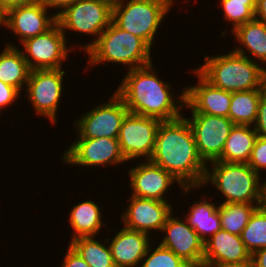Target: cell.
Returning <instances> with one entry per match:
<instances>
[{"label": "cell", "instance_id": "obj_1", "mask_svg": "<svg viewBox=\"0 0 266 267\" xmlns=\"http://www.w3.org/2000/svg\"><path fill=\"white\" fill-rule=\"evenodd\" d=\"M154 66L152 63L126 71L114 91L123 99L130 113L161 121L177 119L185 110V89L176 94L175 88H171L173 85L163 81Z\"/></svg>", "mask_w": 266, "mask_h": 267}, {"label": "cell", "instance_id": "obj_2", "mask_svg": "<svg viewBox=\"0 0 266 267\" xmlns=\"http://www.w3.org/2000/svg\"><path fill=\"white\" fill-rule=\"evenodd\" d=\"M150 161L177 179L183 187H202L207 165L197 152L187 119L161 121Z\"/></svg>", "mask_w": 266, "mask_h": 267}, {"label": "cell", "instance_id": "obj_3", "mask_svg": "<svg viewBox=\"0 0 266 267\" xmlns=\"http://www.w3.org/2000/svg\"><path fill=\"white\" fill-rule=\"evenodd\" d=\"M203 59L195 69L215 87L230 92L266 89V68L250 58L229 50Z\"/></svg>", "mask_w": 266, "mask_h": 267}, {"label": "cell", "instance_id": "obj_4", "mask_svg": "<svg viewBox=\"0 0 266 267\" xmlns=\"http://www.w3.org/2000/svg\"><path fill=\"white\" fill-rule=\"evenodd\" d=\"M151 48L142 38L117 27L113 22L99 35L98 40L85 52V71L106 63L125 66L126 70L152 64ZM92 67V68H90Z\"/></svg>", "mask_w": 266, "mask_h": 267}, {"label": "cell", "instance_id": "obj_5", "mask_svg": "<svg viewBox=\"0 0 266 267\" xmlns=\"http://www.w3.org/2000/svg\"><path fill=\"white\" fill-rule=\"evenodd\" d=\"M262 179L247 163L213 161L207 164L201 188L213 185L223 195L221 203H264Z\"/></svg>", "mask_w": 266, "mask_h": 267}, {"label": "cell", "instance_id": "obj_6", "mask_svg": "<svg viewBox=\"0 0 266 267\" xmlns=\"http://www.w3.org/2000/svg\"><path fill=\"white\" fill-rule=\"evenodd\" d=\"M175 1L178 0H122L112 9V22L142 38L152 48L158 44L155 37L165 25V16L174 9V3L177 5Z\"/></svg>", "mask_w": 266, "mask_h": 267}, {"label": "cell", "instance_id": "obj_7", "mask_svg": "<svg viewBox=\"0 0 266 267\" xmlns=\"http://www.w3.org/2000/svg\"><path fill=\"white\" fill-rule=\"evenodd\" d=\"M112 9L109 4L99 0H78L57 16V23L71 47L74 50L77 49V51L80 48L85 53L112 22ZM69 33H78L80 36L84 34V38L90 36L93 39H90V42L88 41L86 44L78 41L71 43L68 40L70 35L67 34ZM74 42H76V45Z\"/></svg>", "mask_w": 266, "mask_h": 267}, {"label": "cell", "instance_id": "obj_8", "mask_svg": "<svg viewBox=\"0 0 266 267\" xmlns=\"http://www.w3.org/2000/svg\"><path fill=\"white\" fill-rule=\"evenodd\" d=\"M66 72L60 69L31 70L23 94L31 103L34 115L47 118L51 125L57 124L58 111L64 97Z\"/></svg>", "mask_w": 266, "mask_h": 267}, {"label": "cell", "instance_id": "obj_9", "mask_svg": "<svg viewBox=\"0 0 266 267\" xmlns=\"http://www.w3.org/2000/svg\"><path fill=\"white\" fill-rule=\"evenodd\" d=\"M112 92L106 102H98V105L72 122L76 139L118 138L121 124L129 110L123 99L115 91Z\"/></svg>", "mask_w": 266, "mask_h": 267}, {"label": "cell", "instance_id": "obj_10", "mask_svg": "<svg viewBox=\"0 0 266 267\" xmlns=\"http://www.w3.org/2000/svg\"><path fill=\"white\" fill-rule=\"evenodd\" d=\"M22 46V48H20ZM30 70L60 69L73 51L58 23L41 35L19 45ZM69 57V58H68Z\"/></svg>", "mask_w": 266, "mask_h": 267}, {"label": "cell", "instance_id": "obj_11", "mask_svg": "<svg viewBox=\"0 0 266 267\" xmlns=\"http://www.w3.org/2000/svg\"><path fill=\"white\" fill-rule=\"evenodd\" d=\"M128 169V178L130 194L140 198L155 199L159 201H168L166 198L172 192L170 189L177 185L181 189L180 193L183 198L189 197V193L194 189L201 190V187H183L169 172L160 166L152 163L150 160L138 161ZM176 183V184H174ZM171 187V188H170ZM169 190V191H168ZM168 192V193H167ZM188 195V196H186Z\"/></svg>", "mask_w": 266, "mask_h": 267}, {"label": "cell", "instance_id": "obj_12", "mask_svg": "<svg viewBox=\"0 0 266 267\" xmlns=\"http://www.w3.org/2000/svg\"><path fill=\"white\" fill-rule=\"evenodd\" d=\"M67 166L94 168L119 166L127 160L121 152L118 138L75 139L61 154Z\"/></svg>", "mask_w": 266, "mask_h": 267}, {"label": "cell", "instance_id": "obj_13", "mask_svg": "<svg viewBox=\"0 0 266 267\" xmlns=\"http://www.w3.org/2000/svg\"><path fill=\"white\" fill-rule=\"evenodd\" d=\"M160 123V119L128 112L118 136L127 163L151 159Z\"/></svg>", "mask_w": 266, "mask_h": 267}, {"label": "cell", "instance_id": "obj_14", "mask_svg": "<svg viewBox=\"0 0 266 267\" xmlns=\"http://www.w3.org/2000/svg\"><path fill=\"white\" fill-rule=\"evenodd\" d=\"M184 117L192 129L198 155L207 165L217 161L223 151L225 142L234 127V123L227 117L204 113H190Z\"/></svg>", "mask_w": 266, "mask_h": 267}, {"label": "cell", "instance_id": "obj_15", "mask_svg": "<svg viewBox=\"0 0 266 267\" xmlns=\"http://www.w3.org/2000/svg\"><path fill=\"white\" fill-rule=\"evenodd\" d=\"M127 201L129 204L119 216L122 225L146 233L154 240L153 236H156L154 234H159L167 217L175 209L172 207L171 201H159L132 195L128 197Z\"/></svg>", "mask_w": 266, "mask_h": 267}, {"label": "cell", "instance_id": "obj_16", "mask_svg": "<svg viewBox=\"0 0 266 267\" xmlns=\"http://www.w3.org/2000/svg\"><path fill=\"white\" fill-rule=\"evenodd\" d=\"M174 213L175 210L167 217L160 231L163 237L158 244L174 252L188 265L203 264L204 241L183 216L180 217L177 213L175 216Z\"/></svg>", "mask_w": 266, "mask_h": 267}, {"label": "cell", "instance_id": "obj_17", "mask_svg": "<svg viewBox=\"0 0 266 267\" xmlns=\"http://www.w3.org/2000/svg\"><path fill=\"white\" fill-rule=\"evenodd\" d=\"M57 23L55 14L44 4L16 5L6 10L5 28L11 30L19 45L28 38L44 34Z\"/></svg>", "mask_w": 266, "mask_h": 267}, {"label": "cell", "instance_id": "obj_18", "mask_svg": "<svg viewBox=\"0 0 266 267\" xmlns=\"http://www.w3.org/2000/svg\"><path fill=\"white\" fill-rule=\"evenodd\" d=\"M191 72L194 74V78H197V83L184 86V108L191 110L190 113H204L229 118L232 92L213 86L195 68Z\"/></svg>", "mask_w": 266, "mask_h": 267}, {"label": "cell", "instance_id": "obj_19", "mask_svg": "<svg viewBox=\"0 0 266 267\" xmlns=\"http://www.w3.org/2000/svg\"><path fill=\"white\" fill-rule=\"evenodd\" d=\"M152 240L146 233L123 226L107 238L115 267H139Z\"/></svg>", "mask_w": 266, "mask_h": 267}, {"label": "cell", "instance_id": "obj_20", "mask_svg": "<svg viewBox=\"0 0 266 267\" xmlns=\"http://www.w3.org/2000/svg\"><path fill=\"white\" fill-rule=\"evenodd\" d=\"M251 262L241 237L220 230L204 242L203 263H245Z\"/></svg>", "mask_w": 266, "mask_h": 267}, {"label": "cell", "instance_id": "obj_21", "mask_svg": "<svg viewBox=\"0 0 266 267\" xmlns=\"http://www.w3.org/2000/svg\"><path fill=\"white\" fill-rule=\"evenodd\" d=\"M230 33L233 34V41H235V43L237 42L238 45L237 47H233L234 49L232 48V51L250 58L252 61L258 62L266 68L265 23L254 18L245 24L239 25Z\"/></svg>", "mask_w": 266, "mask_h": 267}, {"label": "cell", "instance_id": "obj_22", "mask_svg": "<svg viewBox=\"0 0 266 267\" xmlns=\"http://www.w3.org/2000/svg\"><path fill=\"white\" fill-rule=\"evenodd\" d=\"M98 204L89 198L70 206L68 224L73 234H71L70 241L79 237L101 236L102 228L109 226L108 223H105V219H102L104 216L103 207L101 209L100 204Z\"/></svg>", "mask_w": 266, "mask_h": 267}, {"label": "cell", "instance_id": "obj_23", "mask_svg": "<svg viewBox=\"0 0 266 267\" xmlns=\"http://www.w3.org/2000/svg\"><path fill=\"white\" fill-rule=\"evenodd\" d=\"M207 195L202 194L199 200H193L194 203L188 205L187 213L185 211L182 215L204 242L221 230L219 203L217 200L212 202V197Z\"/></svg>", "mask_w": 266, "mask_h": 267}, {"label": "cell", "instance_id": "obj_24", "mask_svg": "<svg viewBox=\"0 0 266 267\" xmlns=\"http://www.w3.org/2000/svg\"><path fill=\"white\" fill-rule=\"evenodd\" d=\"M4 45L3 50H0V81L13 86L23 94L31 70L16 43L11 41Z\"/></svg>", "mask_w": 266, "mask_h": 267}, {"label": "cell", "instance_id": "obj_25", "mask_svg": "<svg viewBox=\"0 0 266 267\" xmlns=\"http://www.w3.org/2000/svg\"><path fill=\"white\" fill-rule=\"evenodd\" d=\"M257 138L253 126L234 125L217 161L228 163H248Z\"/></svg>", "mask_w": 266, "mask_h": 267}, {"label": "cell", "instance_id": "obj_26", "mask_svg": "<svg viewBox=\"0 0 266 267\" xmlns=\"http://www.w3.org/2000/svg\"><path fill=\"white\" fill-rule=\"evenodd\" d=\"M102 240L97 236L79 237L68 244L91 266V267H115L112 254L107 243V237Z\"/></svg>", "mask_w": 266, "mask_h": 267}, {"label": "cell", "instance_id": "obj_27", "mask_svg": "<svg viewBox=\"0 0 266 267\" xmlns=\"http://www.w3.org/2000/svg\"><path fill=\"white\" fill-rule=\"evenodd\" d=\"M263 91L232 92L229 119L235 125L253 126L257 118L259 100Z\"/></svg>", "mask_w": 266, "mask_h": 267}, {"label": "cell", "instance_id": "obj_28", "mask_svg": "<svg viewBox=\"0 0 266 267\" xmlns=\"http://www.w3.org/2000/svg\"><path fill=\"white\" fill-rule=\"evenodd\" d=\"M221 229L239 235L247 225L254 210L264 203H220L218 201Z\"/></svg>", "mask_w": 266, "mask_h": 267}, {"label": "cell", "instance_id": "obj_29", "mask_svg": "<svg viewBox=\"0 0 266 267\" xmlns=\"http://www.w3.org/2000/svg\"><path fill=\"white\" fill-rule=\"evenodd\" d=\"M240 237L251 255L266 248V206L264 204L254 210Z\"/></svg>", "mask_w": 266, "mask_h": 267}, {"label": "cell", "instance_id": "obj_30", "mask_svg": "<svg viewBox=\"0 0 266 267\" xmlns=\"http://www.w3.org/2000/svg\"><path fill=\"white\" fill-rule=\"evenodd\" d=\"M154 241L155 240H153V242L148 246L146 254L142 259L139 267H188L189 266L174 252L164 248L159 244L156 245ZM152 246H154V248Z\"/></svg>", "mask_w": 266, "mask_h": 267}, {"label": "cell", "instance_id": "obj_31", "mask_svg": "<svg viewBox=\"0 0 266 267\" xmlns=\"http://www.w3.org/2000/svg\"><path fill=\"white\" fill-rule=\"evenodd\" d=\"M219 8H221L222 16L229 23L230 32L239 25L255 18V13L245 5V3L231 2V0H219Z\"/></svg>", "mask_w": 266, "mask_h": 267}, {"label": "cell", "instance_id": "obj_32", "mask_svg": "<svg viewBox=\"0 0 266 267\" xmlns=\"http://www.w3.org/2000/svg\"><path fill=\"white\" fill-rule=\"evenodd\" d=\"M247 164L261 177L266 174V138L257 136Z\"/></svg>", "mask_w": 266, "mask_h": 267}, {"label": "cell", "instance_id": "obj_33", "mask_svg": "<svg viewBox=\"0 0 266 267\" xmlns=\"http://www.w3.org/2000/svg\"><path fill=\"white\" fill-rule=\"evenodd\" d=\"M20 94L21 92L18 89L0 81V115L5 113L4 110L10 106L15 107L13 104L18 103V99H22Z\"/></svg>", "mask_w": 266, "mask_h": 267}, {"label": "cell", "instance_id": "obj_34", "mask_svg": "<svg viewBox=\"0 0 266 267\" xmlns=\"http://www.w3.org/2000/svg\"><path fill=\"white\" fill-rule=\"evenodd\" d=\"M253 127L257 136L266 138V89L261 93L257 118Z\"/></svg>", "mask_w": 266, "mask_h": 267}, {"label": "cell", "instance_id": "obj_35", "mask_svg": "<svg viewBox=\"0 0 266 267\" xmlns=\"http://www.w3.org/2000/svg\"><path fill=\"white\" fill-rule=\"evenodd\" d=\"M60 267H91L69 244Z\"/></svg>", "mask_w": 266, "mask_h": 267}, {"label": "cell", "instance_id": "obj_36", "mask_svg": "<svg viewBox=\"0 0 266 267\" xmlns=\"http://www.w3.org/2000/svg\"><path fill=\"white\" fill-rule=\"evenodd\" d=\"M78 0H46L44 4L56 17L63 12L68 6L75 3ZM56 12H55V11ZM55 12V13H54Z\"/></svg>", "mask_w": 266, "mask_h": 267}, {"label": "cell", "instance_id": "obj_37", "mask_svg": "<svg viewBox=\"0 0 266 267\" xmlns=\"http://www.w3.org/2000/svg\"><path fill=\"white\" fill-rule=\"evenodd\" d=\"M253 267H266V248L260 249L251 255Z\"/></svg>", "mask_w": 266, "mask_h": 267}, {"label": "cell", "instance_id": "obj_38", "mask_svg": "<svg viewBox=\"0 0 266 267\" xmlns=\"http://www.w3.org/2000/svg\"><path fill=\"white\" fill-rule=\"evenodd\" d=\"M255 18L266 24V0H256Z\"/></svg>", "mask_w": 266, "mask_h": 267}, {"label": "cell", "instance_id": "obj_39", "mask_svg": "<svg viewBox=\"0 0 266 267\" xmlns=\"http://www.w3.org/2000/svg\"><path fill=\"white\" fill-rule=\"evenodd\" d=\"M209 267H253L251 262L245 263H203Z\"/></svg>", "mask_w": 266, "mask_h": 267}, {"label": "cell", "instance_id": "obj_40", "mask_svg": "<svg viewBox=\"0 0 266 267\" xmlns=\"http://www.w3.org/2000/svg\"><path fill=\"white\" fill-rule=\"evenodd\" d=\"M0 3L7 10L16 5H25V0H0Z\"/></svg>", "mask_w": 266, "mask_h": 267}, {"label": "cell", "instance_id": "obj_41", "mask_svg": "<svg viewBox=\"0 0 266 267\" xmlns=\"http://www.w3.org/2000/svg\"><path fill=\"white\" fill-rule=\"evenodd\" d=\"M231 2L245 3L255 13L256 0H231Z\"/></svg>", "mask_w": 266, "mask_h": 267}, {"label": "cell", "instance_id": "obj_42", "mask_svg": "<svg viewBox=\"0 0 266 267\" xmlns=\"http://www.w3.org/2000/svg\"><path fill=\"white\" fill-rule=\"evenodd\" d=\"M6 23V9L0 3V27L5 28Z\"/></svg>", "mask_w": 266, "mask_h": 267}, {"label": "cell", "instance_id": "obj_43", "mask_svg": "<svg viewBox=\"0 0 266 267\" xmlns=\"http://www.w3.org/2000/svg\"><path fill=\"white\" fill-rule=\"evenodd\" d=\"M99 1L105 2L113 8L114 6H117L122 0H99Z\"/></svg>", "mask_w": 266, "mask_h": 267}, {"label": "cell", "instance_id": "obj_44", "mask_svg": "<svg viewBox=\"0 0 266 267\" xmlns=\"http://www.w3.org/2000/svg\"><path fill=\"white\" fill-rule=\"evenodd\" d=\"M32 3V4H45L46 0H25V4Z\"/></svg>", "mask_w": 266, "mask_h": 267}, {"label": "cell", "instance_id": "obj_45", "mask_svg": "<svg viewBox=\"0 0 266 267\" xmlns=\"http://www.w3.org/2000/svg\"><path fill=\"white\" fill-rule=\"evenodd\" d=\"M188 267H209V266L205 264H201V265H189Z\"/></svg>", "mask_w": 266, "mask_h": 267}, {"label": "cell", "instance_id": "obj_46", "mask_svg": "<svg viewBox=\"0 0 266 267\" xmlns=\"http://www.w3.org/2000/svg\"><path fill=\"white\" fill-rule=\"evenodd\" d=\"M264 205L266 206V179H265Z\"/></svg>", "mask_w": 266, "mask_h": 267}]
</instances>
